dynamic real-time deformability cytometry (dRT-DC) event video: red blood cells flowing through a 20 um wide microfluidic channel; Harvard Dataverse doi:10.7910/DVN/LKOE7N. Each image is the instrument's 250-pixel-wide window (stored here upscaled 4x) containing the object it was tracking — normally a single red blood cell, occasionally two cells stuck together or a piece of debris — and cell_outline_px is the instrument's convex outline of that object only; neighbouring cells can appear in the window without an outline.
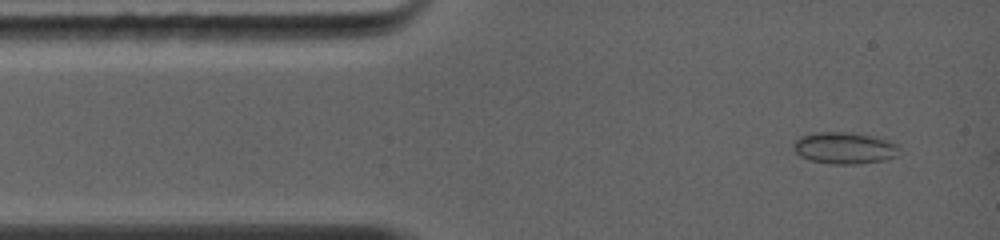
{"species": "common noctule bat (a hibernating species)", "species_latin": "Nyctalus noctula", "temperature_condition": "warm", "stored_images_in_passage": 6, "camera_frame_rate_fps": 5000, "um_per_image_px": 0.085, "animal": {"sex": "female", "body_mass_g": 19.0, "forearm_length_mm": 56.7}, "frame": {"image": 1, "passage_image": 1, "time_ms": 0.0, "image_size_px": [1000, 240], "cell_outline_px": [[900, 156], [884, 160], [856, 164], [832, 164], [812, 160], [800, 156], [792, 148], [792, 144], [800, 136], [816, 132], [840, 132], [868, 136], [900, 144]], "centroid_in_image_um": [71.79, 12.6], "position_along_channel_um": 13.2, "area_um2": 19.42}}